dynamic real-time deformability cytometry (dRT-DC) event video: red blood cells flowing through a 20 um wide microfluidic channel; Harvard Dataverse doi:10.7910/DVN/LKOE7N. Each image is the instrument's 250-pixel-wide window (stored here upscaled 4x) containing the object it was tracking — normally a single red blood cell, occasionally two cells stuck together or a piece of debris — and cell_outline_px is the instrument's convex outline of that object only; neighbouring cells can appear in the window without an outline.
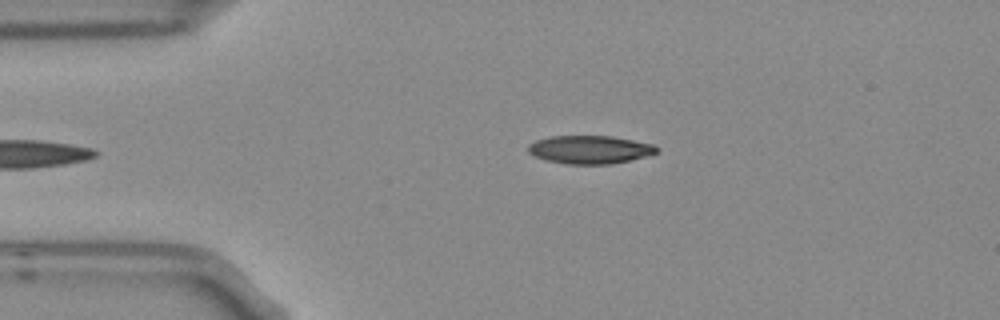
{"species": "Egyptian fruit bat (a non-hibernating species)", "species_latin": "Rousettus aegyptiacus", "temperature_condition": "room temperature", "stored_images_in_passage": 3, "camera_frame_rate_fps": 3000, "um_per_image_px": 0.085, "frame": {"image": 1, "passage_image": 3, "time_ms": 0.667, "image_size_px": [1000, 320], "cell_outline_px": [[660, 152], [612, 164], [564, 164], [544, 160], [528, 152], [528, 144], [536, 140], [552, 136], [612, 136], [652, 144], [660, 148]], "centroid_in_image_um": [50.13, 12.72], "position_along_channel_um": 34.9, "area_um2": 21.1}}